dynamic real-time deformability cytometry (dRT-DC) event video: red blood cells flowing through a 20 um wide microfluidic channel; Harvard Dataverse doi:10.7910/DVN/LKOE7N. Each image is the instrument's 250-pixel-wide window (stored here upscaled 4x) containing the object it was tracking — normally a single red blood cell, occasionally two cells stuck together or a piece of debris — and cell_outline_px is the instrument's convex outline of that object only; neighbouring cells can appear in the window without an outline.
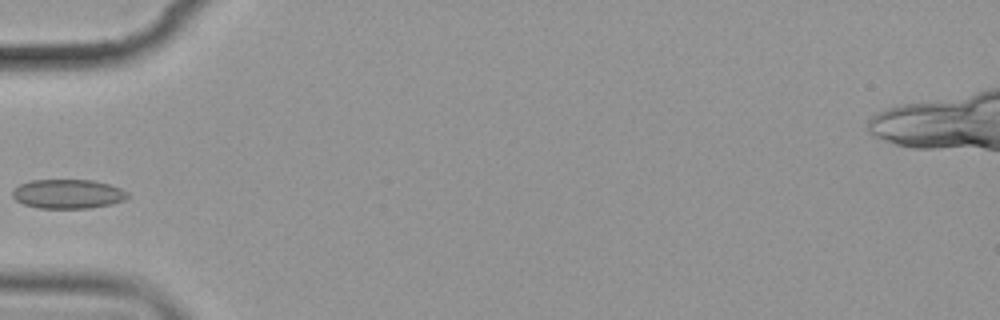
{"species": "common noctule bat (a hibernating species)", "species_latin": "Nyctalus noctula", "temperature_condition": "cold", "stored_images_in_passage": 7, "camera_frame_rate_fps": 3000, "um_per_image_px": 0.085, "animal": {"sex": "female", "body_mass_g": 19.9}, "frame": {"image": 1, "passage_image": 4, "time_ms": 3.667, "image_size_px": [1000, 320], "cell_outline_px": [[128, 196], [124, 200], [112, 204], [88, 208], [36, 208], [24, 204], [16, 200], [12, 196], [12, 192], [20, 184], [28, 180], [92, 180], [108, 184], [120, 188], [128, 192]], "centroid_in_image_um": [5.76, 16.48], "position_along_channel_um": 79.2, "area_um2": 19.59}}
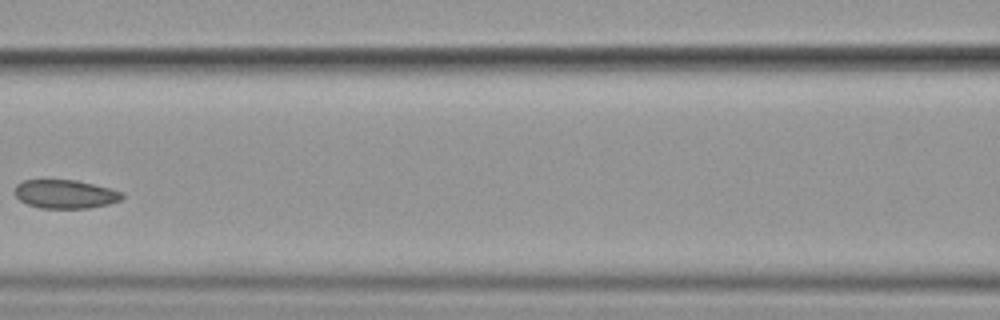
{"frame": {"image": 2, "passage_image": 6, "time_ms": 6.0, "image_size_px": [1000, 320], "cell_outline_px": [[124, 196], [120, 200], [108, 204], [88, 208], [40, 208], [28, 204], [20, 200], [16, 196], [16, 184], [24, 180], [76, 180], [112, 188], [124, 192]], "centroid_in_image_um": [5.59, 16.49], "position_along_channel_um": 161.0, "area_um2": 17.92}}
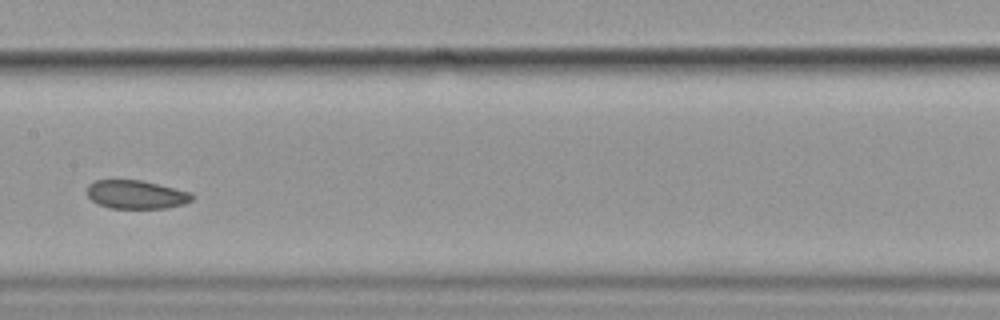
{"frame": {"image": 3, "passage_image": 7, "time_ms": 7.0, "image_size_px": [1000, 320], "cell_outline_px": [[196, 196], [192, 200], [184, 204], [164, 208], [108, 208], [92, 200], [88, 196], [88, 184], [96, 180], [140, 180], [192, 192]], "centroid_in_image_um": [11.61, 16.53], "position_along_channel_um": 195.8, "area_um2": 17.4}}